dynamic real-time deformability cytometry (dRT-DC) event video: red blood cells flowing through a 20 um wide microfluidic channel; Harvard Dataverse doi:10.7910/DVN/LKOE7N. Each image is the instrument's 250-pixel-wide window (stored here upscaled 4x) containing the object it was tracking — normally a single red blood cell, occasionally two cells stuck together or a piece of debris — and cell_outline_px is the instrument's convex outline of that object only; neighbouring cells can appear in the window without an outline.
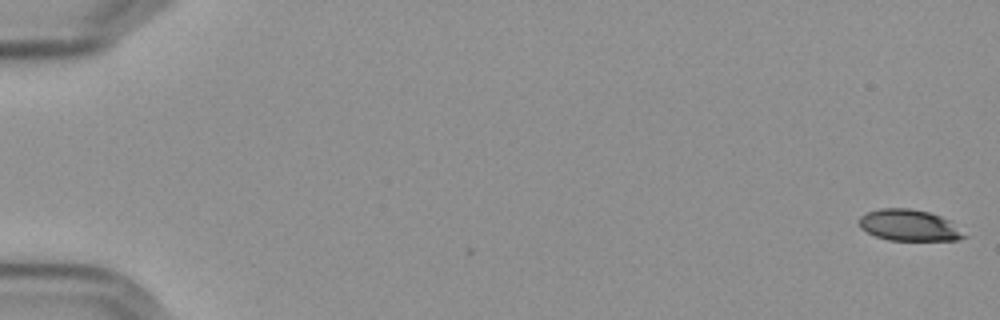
{"species": "Egyptian fruit bat (a non-hibernating species)", "species_latin": "Rousettus aegyptiacus", "temperature_condition": "cold", "stored_images_in_passage": 58, "camera_frame_rate_fps": 3000, "um_per_image_px": 0.085, "frame": {"image": 1, "passage_image": 1, "time_ms": 0.0, "image_size_px": [1000, 320], "cell_outline_px": [[968, 236], [956, 240], [888, 240], [876, 236], [860, 228], [860, 216], [868, 212], [880, 208], [908, 208], [928, 212], [940, 216], [948, 220]], "centroid_in_image_um": [77.26, 19.15], "position_along_channel_um": 7.7, "area_um2": 18.9}}
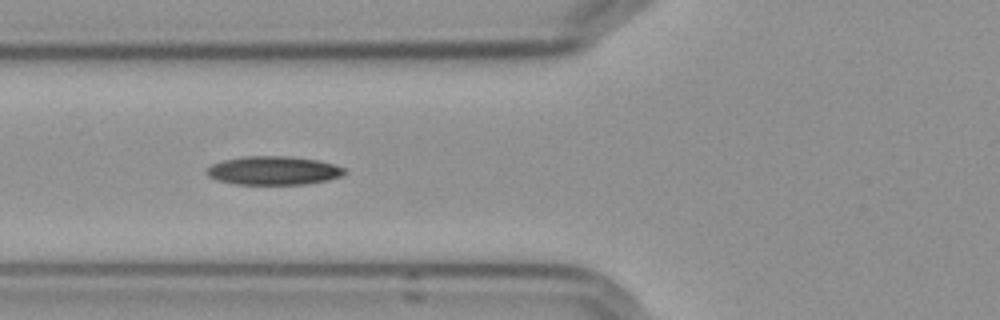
{"frame": {"image": 2, "passage_image": 23, "time_ms": 7.333, "image_size_px": [1000, 320], "cell_outline_px": [[348, 172], [340, 176], [328, 180], [304, 184], [236, 184], [216, 180], [208, 176], [204, 172], [212, 164], [224, 160], [244, 156], [288, 156], [316, 160], [332, 164], [344, 168]], "centroid_in_image_um": [23.22, 14.5], "position_along_channel_um": 102.6, "area_um2": 22.89}}
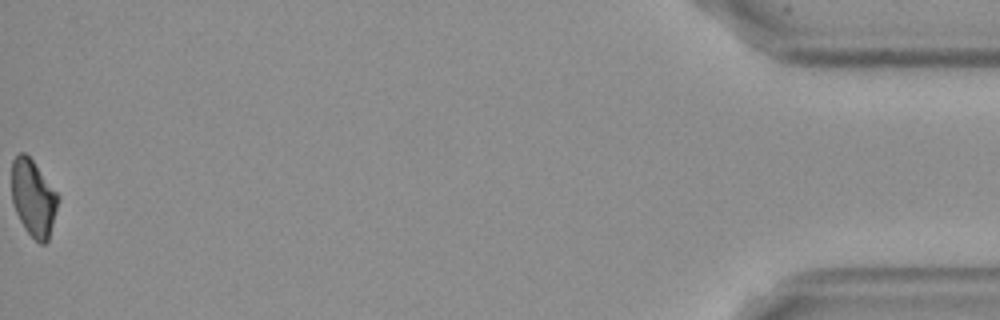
{"frame": {"image": 3, "passage_image": 58, "time_ms": 19.0, "image_size_px": [1000, 320], "cell_outline_px": [[60, 196], [48, 240], [44, 244], [40, 244], [24, 228], [12, 204], [12, 160], [20, 152], [24, 152], [32, 160]], "centroid_in_image_um": [2.83, 16.83], "position_along_channel_um": 432.4, "area_um2": 20.52}, "authors_computed_cell_mechanics": {"area_um2": 21.5305, "velocity_mm_per_s": 3.6029, "shape_relaxation_time_tau1_ms": 5.3802, "shape_relaxation_time_tau2_ms": null, "deformation_change_tau1": 0.1232, "deformation_change_tau2": null}}